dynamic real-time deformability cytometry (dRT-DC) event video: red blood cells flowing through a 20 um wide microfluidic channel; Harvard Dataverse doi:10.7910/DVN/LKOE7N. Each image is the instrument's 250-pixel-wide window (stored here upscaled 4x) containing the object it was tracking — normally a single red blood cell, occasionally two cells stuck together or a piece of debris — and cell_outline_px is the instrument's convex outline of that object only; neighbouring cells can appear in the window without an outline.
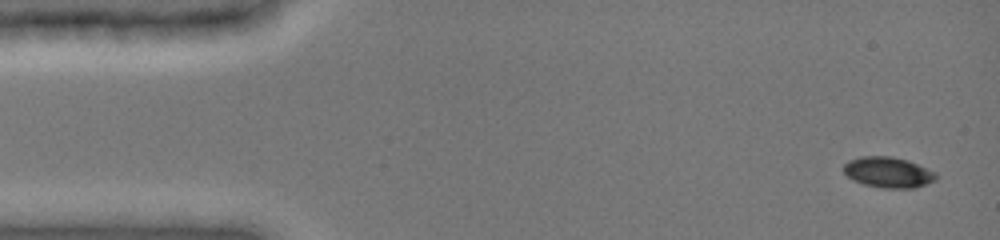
{"species": "common noctule bat (a hibernating species)", "species_latin": "Nyctalus noctula", "temperature_condition": "cold", "stored_images_in_passage": 5, "camera_frame_rate_fps": 3000, "um_per_image_px": 0.085, "animal": {"sex": "female", "body_mass_g": 19.0, "forearm_length_mm": 51.5}, "frame": {"image": 1, "passage_image": 1, "time_ms": 0.0, "image_size_px": [1000, 240], "cell_outline_px": [[936, 180], [916, 188], [880, 188], [864, 184], [852, 180], [844, 172], [844, 164], [848, 160], [860, 156], [892, 156], [908, 160], [936, 172]], "centroid_in_image_um": [75.49, 14.64], "position_along_channel_um": 9.5, "area_um2": 16.65}}
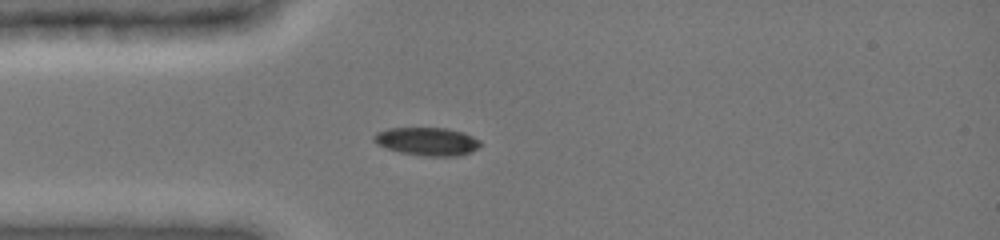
{"frame": {"image": 2, "passage_image": 5, "time_ms": 3.667, "image_size_px": [1000, 240], "cell_outline_px": [[480, 144], [476, 148], [460, 156], [424, 156], [400, 152], [384, 148], [376, 144], [372, 140], [372, 136], [376, 132], [388, 128], [444, 128], [464, 132], [480, 140]], "centroid_in_image_um": [36.24, 12.02], "position_along_channel_um": 48.8, "area_um2": 17.51}}